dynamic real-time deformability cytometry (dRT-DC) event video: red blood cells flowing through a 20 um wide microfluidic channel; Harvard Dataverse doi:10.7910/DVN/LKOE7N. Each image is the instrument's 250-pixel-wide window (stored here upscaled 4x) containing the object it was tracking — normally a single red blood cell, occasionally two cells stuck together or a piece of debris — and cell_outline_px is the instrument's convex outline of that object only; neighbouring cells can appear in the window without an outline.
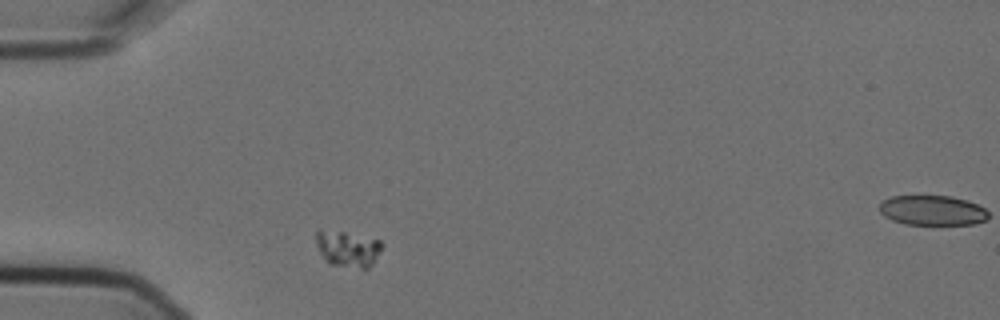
{"species": "Egyptian fruit bat (a non-hibernating species)", "species_latin": "Rousettus aegyptiacus", "temperature_condition": "cold", "stored_images_in_passage": 2, "segment_of_instrument_passage": [1, 2], "camera_frame_rate_fps": 3000, "um_per_image_px": 0.085, "animal": {"sex": "female"}, "frame": {"image": 1, "passage_image": 1, "time_ms": 0.0, "image_size_px": [1000, 320], "cell_outline_px": [[384, 244], [380, 252], [372, 264], [368, 268], [360, 268], [328, 264], [324, 260], [316, 244], [316, 232], [344, 232], [380, 240]], "centroid_in_image_um": [29.59, 21.18], "position_along_channel_um": 55.4, "area_um2": 13.58}}